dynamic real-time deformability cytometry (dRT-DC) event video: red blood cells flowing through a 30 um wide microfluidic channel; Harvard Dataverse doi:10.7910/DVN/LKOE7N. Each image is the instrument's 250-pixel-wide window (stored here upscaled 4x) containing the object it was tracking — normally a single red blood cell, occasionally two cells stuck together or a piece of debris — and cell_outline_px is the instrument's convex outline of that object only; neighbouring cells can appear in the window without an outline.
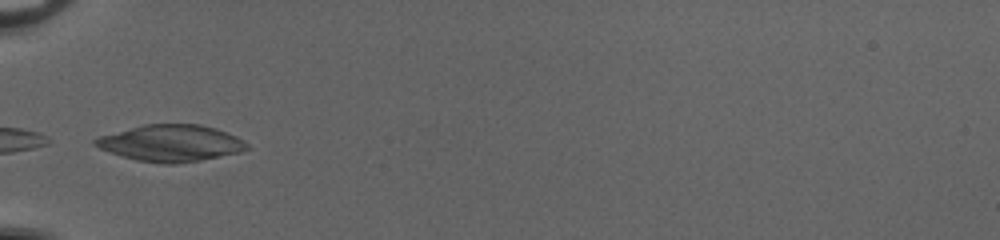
{"species": "common noctule bat (a hibernating species)", "species_latin": "Nyctalus noctula", "temperature_condition": "cold", "stored_images_in_passage": 23, "camera_frame_rate_fps": 3000, "um_per_image_px": 0.085, "animal": {"sex": "female", "body_mass_g": 20.0, "forearm_length_mm": 54.0}, "frame": {"image": 1, "passage_image": 1, "time_ms": 0.0, "image_size_px": [1000, 240], "cell_outline_px": [[252, 148], [240, 152], [200, 160], [176, 164], [160, 164], [136, 160], [100, 148], [92, 144], [92, 140], [100, 136], [144, 124], [200, 124], [216, 128], [236, 136], [244, 140]], "centroid_in_image_um": [14.56, 12.17], "position_along_channel_um": 70.4, "area_um2": 32.31}}